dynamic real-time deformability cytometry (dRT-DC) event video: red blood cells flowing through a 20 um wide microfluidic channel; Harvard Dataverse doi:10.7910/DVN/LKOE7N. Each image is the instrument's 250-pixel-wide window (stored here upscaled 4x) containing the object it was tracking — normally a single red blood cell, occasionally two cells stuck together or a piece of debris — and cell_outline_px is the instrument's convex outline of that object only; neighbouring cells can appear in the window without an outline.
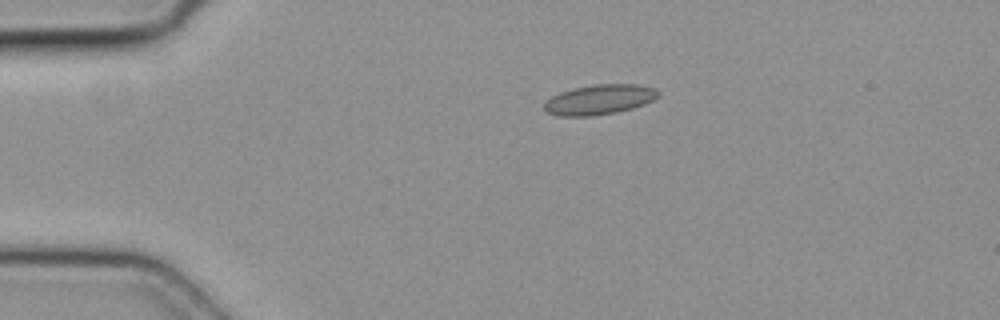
{"species": "common noctule bat (a hibernating species)", "species_latin": "Nyctalus noctula", "temperature_condition": "cold", "stored_images_in_passage": 2, "camera_frame_rate_fps": 3000, "um_per_image_px": 0.085, "animal": {"sex": "female", "body_mass_g": 19.3, "forearm_length_mm": 54.1}, "frame": {"image": 1, "passage_image": 1, "time_ms": 0.0, "image_size_px": [1000, 320], "cell_outline_px": [[660, 96], [644, 104], [632, 108], [616, 112], [592, 116], [556, 116], [548, 112], [544, 108], [544, 104], [552, 96], [560, 92], [572, 88], [596, 84], [636, 84], [656, 88], [660, 92]], "centroid_in_image_um": [50.97, 8.46], "position_along_channel_um": 34.0, "area_um2": 19.94}}
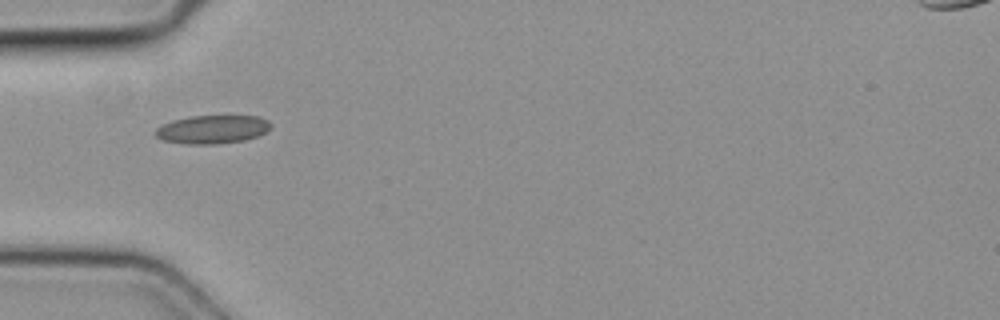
{"frame": {"image": 2, "passage_image": 2, "time_ms": 0.333, "image_size_px": [1000, 320], "cell_outline_px": [[272, 124], [268, 132], [260, 136], [244, 140], [216, 144], [188, 144], [164, 140], [156, 136], [156, 128], [172, 120], [192, 116], [256, 116], [268, 120]], "centroid_in_image_um": [18.11, 11.0], "position_along_channel_um": 66.9, "area_um2": 19.07}}